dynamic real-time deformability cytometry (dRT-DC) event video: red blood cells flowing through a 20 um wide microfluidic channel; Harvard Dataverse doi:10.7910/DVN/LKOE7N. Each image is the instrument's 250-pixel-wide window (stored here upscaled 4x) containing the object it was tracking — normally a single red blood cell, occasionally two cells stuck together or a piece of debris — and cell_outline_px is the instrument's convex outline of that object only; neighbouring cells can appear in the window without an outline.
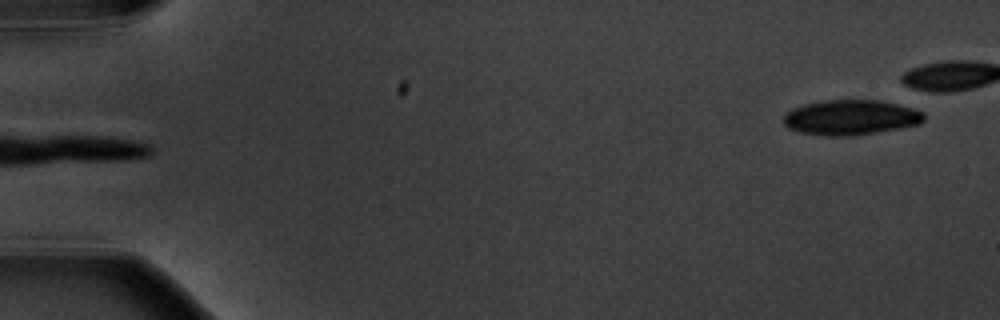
{"species": "common noctule bat (a hibernating species)", "species_latin": "Nyctalus noctula", "temperature_condition": "warm", "stored_images_in_passage": 5, "segment_of_instrument_passage": [2, 2], "camera_frame_rate_fps": 3000, "um_per_image_px": 0.085, "animal": {"sex": "male", "body_mass_g": 20.1, "forearm_length_mm": 53.5}, "frame": {"image": 1, "passage_image": 5, "time_ms": 5.333, "image_size_px": [1000, 320], "cell_outline_px": [[924, 120], [920, 124], [900, 128], [852, 136], [828, 136], [800, 132], [788, 128], [784, 124], [784, 116], [792, 108], [804, 104], [820, 100], [880, 100], [912, 108], [924, 112]], "centroid_in_image_um": [72.31, 9.98], "position_along_channel_um": 12.7, "area_um2": 28.73}}